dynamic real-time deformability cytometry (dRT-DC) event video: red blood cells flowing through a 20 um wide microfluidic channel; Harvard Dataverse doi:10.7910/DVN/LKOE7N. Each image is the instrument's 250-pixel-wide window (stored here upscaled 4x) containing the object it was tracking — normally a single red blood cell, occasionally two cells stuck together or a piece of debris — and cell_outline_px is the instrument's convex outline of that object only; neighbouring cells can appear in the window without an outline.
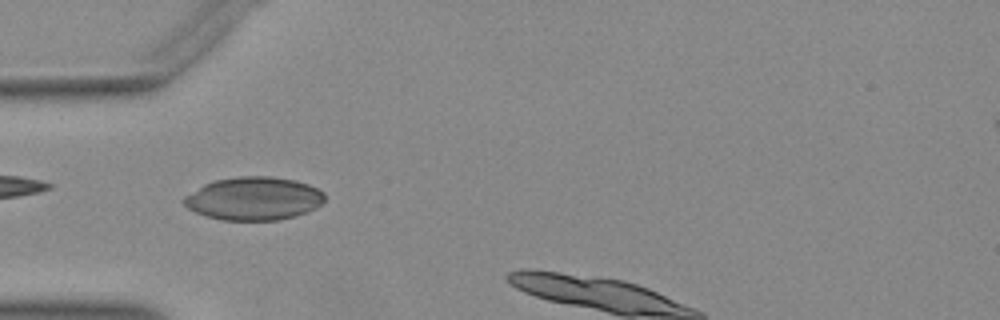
{"species": "Egyptian fruit bat (a non-hibernating species)", "species_latin": "Rousettus aegyptiacus", "temperature_condition": "warm", "stored_images_in_passage": 30, "camera_frame_rate_fps": 3000, "um_per_image_px": 0.085, "animal": {"sex": "female"}, "frame": {"image": 1, "passage_image": 2, "time_ms": 0.333, "image_size_px": [1000, 320], "cell_outline_px": [[324, 200], [316, 208], [296, 216], [280, 220], [220, 220], [196, 212], [188, 208], [180, 200], [184, 196], [204, 184], [216, 180], [240, 176], [268, 176], [292, 180], [308, 184], [324, 192]], "centroid_in_image_um": [21.56, 16.88], "position_along_channel_um": 63.4, "area_um2": 35.32}}
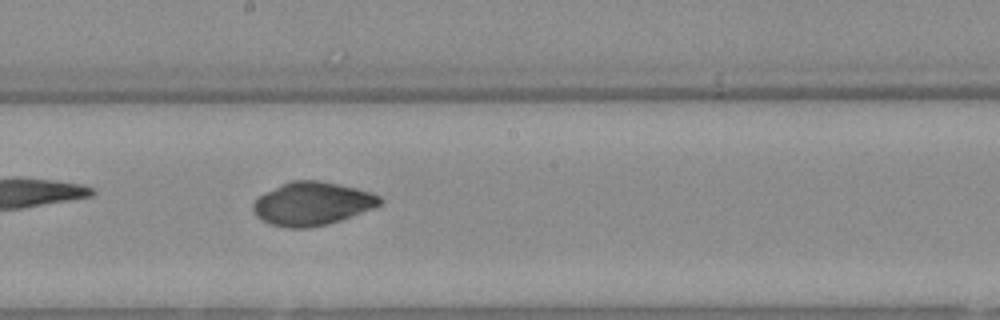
{"frame": {"image": 2, "passage_image": 14, "time_ms": 4.333, "image_size_px": [1000, 320], "cell_outline_px": [[384, 200], [380, 204], [372, 208], [352, 216], [328, 224], [308, 228], [288, 228], [268, 224], [256, 216], [252, 208], [252, 204], [264, 192], [292, 180], [320, 180], [356, 188], [380, 196]], "centroid_in_image_um": [26.51, 17.32], "position_along_channel_um": 221.7, "area_um2": 31.91}}
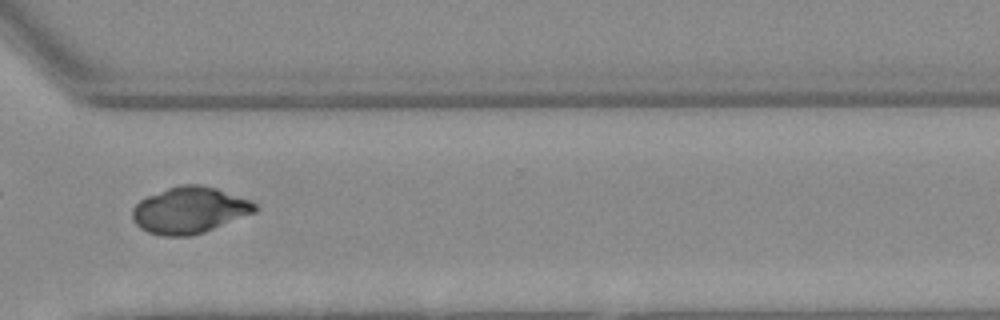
{"frame": {"image": 3, "passage_image": 24, "time_ms": 7.667, "image_size_px": [1000, 320], "cell_outline_px": [[256, 212], [204, 232], [192, 236], [164, 236], [148, 232], [140, 228], [136, 224], [132, 216], [132, 208], [140, 200], [148, 196], [168, 188], [180, 184], [200, 184], [216, 188], [252, 200], [256, 204]], "centroid_in_image_um": [16.12, 17.86], "position_along_channel_um": 354.5, "area_um2": 33.18}}